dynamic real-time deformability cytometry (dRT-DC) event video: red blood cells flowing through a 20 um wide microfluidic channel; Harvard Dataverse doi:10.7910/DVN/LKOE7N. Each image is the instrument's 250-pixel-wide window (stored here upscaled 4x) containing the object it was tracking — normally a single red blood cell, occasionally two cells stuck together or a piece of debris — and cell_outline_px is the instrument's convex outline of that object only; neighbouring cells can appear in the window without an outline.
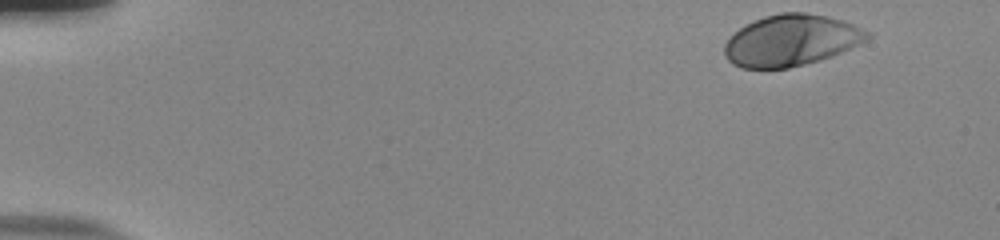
{"species": "human", "species_latin": "Homo sapiens", "temperature_condition": "room temperature", "stored_images_in_passage": 43, "camera_frame_rate_fps": 3000, "um_per_image_px": 0.085, "donor": {"sex": "male"}, "frame": {"image": 1, "passage_image": 1, "time_ms": 0.0, "image_size_px": [1000, 240], "cell_outline_px": [[872, 36], [840, 52], [820, 60], [788, 68], [740, 68], [732, 64], [724, 56], [724, 44], [744, 24], [764, 16], [780, 12], [804, 12], [828, 16], [844, 20], [872, 32]], "centroid_in_image_um": [67.23, 3.42], "position_along_channel_um": 17.8, "area_um2": 42.66}}
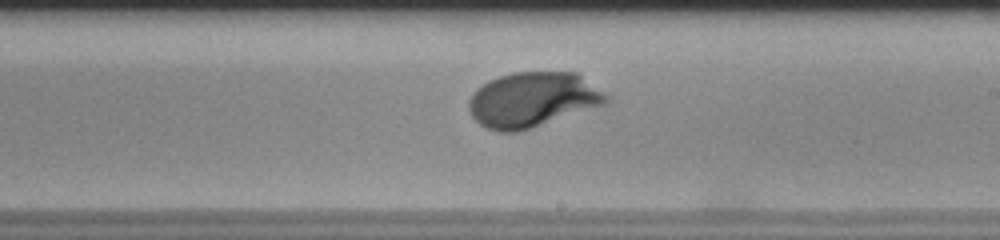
{"frame": {"image": 2, "passage_image": 29, "time_ms": 9.333, "image_size_px": [1000, 240], "cell_outline_px": [[612, 96], [604, 104], [532, 128], [516, 132], [500, 132], [488, 128], [480, 124], [472, 116], [468, 108], [468, 100], [476, 88], [500, 76], [512, 72], [576, 72]], "centroid_in_image_um": [45.29, 8.47], "position_along_channel_um": 243.7, "area_um2": 43.93}}
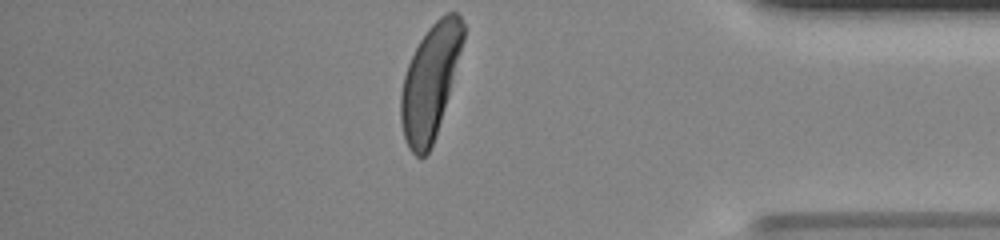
{"frame": {"image": 3, "passage_image": 43, "time_ms": 14.0, "image_size_px": [1000, 240], "cell_outline_px": [[464, 40], [448, 96], [436, 136], [428, 152], [424, 156], [416, 156], [408, 148], [404, 136], [400, 120], [400, 96], [404, 76], [408, 64], [420, 40], [428, 28], [440, 16], [448, 12], [456, 12], [460, 16], [464, 24]], "centroid_in_image_um": [36.56, 6.94], "position_along_channel_um": 398.6, "area_um2": 40.92}, "authors_computed_cell_mechanics": {"area_um2": 42.483, "velocity_mm_per_s": 3.8215, "shape_relaxation_time_tau1_ms": 2.5578, "shape_relaxation_time_tau2_ms": null, "deformation_change_tau1": 0.1912, "deformation_change_tau2": null}}